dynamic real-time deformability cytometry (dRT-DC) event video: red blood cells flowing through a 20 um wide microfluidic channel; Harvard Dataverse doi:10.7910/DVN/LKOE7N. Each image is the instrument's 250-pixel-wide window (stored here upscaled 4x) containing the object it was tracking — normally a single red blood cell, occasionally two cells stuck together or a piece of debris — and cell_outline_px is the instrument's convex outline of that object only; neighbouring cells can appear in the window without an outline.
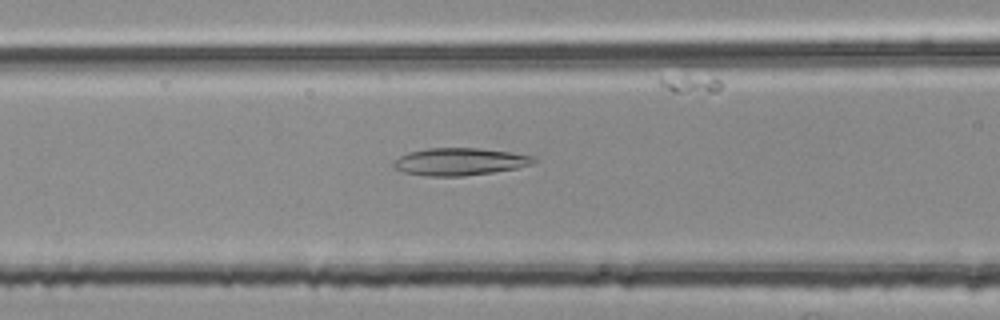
{"species": "common noctule bat (a hibernating species)", "species_latin": "Nyctalus noctula", "temperature_condition": "room temperature", "stored_images_in_passage": 36, "camera_frame_rate_fps": 3000, "um_per_image_px": 0.085, "animal": {"sex": "female", "body_mass_g": 25.1}, "frame": {"image": 1, "passage_image": 12, "time_ms": 3.667, "image_size_px": [1000, 320], "cell_outline_px": [[536, 160], [532, 164], [516, 168], [492, 172], [460, 176], [428, 176], [404, 172], [396, 168], [392, 164], [400, 156], [408, 152], [428, 148], [480, 148], [512, 152], [532, 156]], "centroid_in_image_um": [39.08, 13.73], "position_along_channel_um": 127.5, "area_um2": 22.14}}
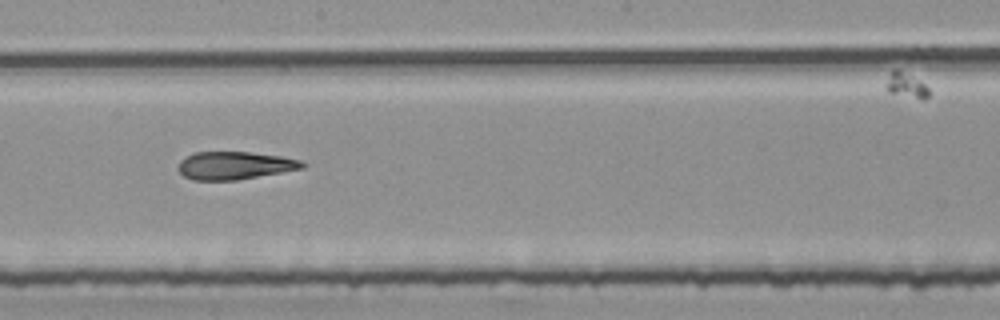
{"frame": {"image": 2, "passage_image": 20, "time_ms": 6.333, "image_size_px": [1000, 320], "cell_outline_px": [[308, 164], [304, 168], [236, 180], [192, 180], [184, 176], [176, 168], [180, 160], [196, 152], [248, 152], [280, 156], [300, 160]], "centroid_in_image_um": [19.94, 14.07], "position_along_channel_um": 228.3, "area_um2": 20.06}}
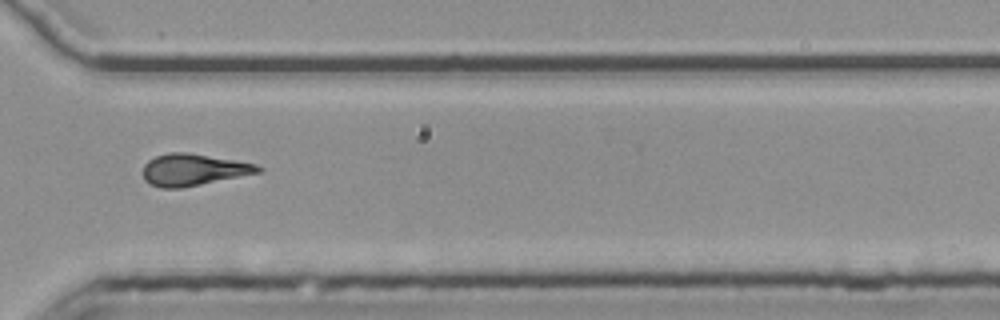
{"frame": {"image": 3, "passage_image": 30, "time_ms": 9.667, "image_size_px": [1000, 320], "cell_outline_px": [[264, 168], [260, 172], [180, 188], [160, 188], [144, 180], [144, 164], [148, 160], [156, 156], [168, 152], [188, 152], [236, 160], [256, 164]], "centroid_in_image_um": [16.43, 14.41], "position_along_channel_um": 354.2, "area_um2": 21.15}, "authors_computed_cell_mechanics": {"area_um2": 21.0103, "velocity_mm_per_s": 3.7869, "shape_relaxation_time_tau1_ms": null, "shape_relaxation_time_tau2_ms": 4.8133, "deformation_change_tau1": null, "deformation_change_tau2": 0.1615}}